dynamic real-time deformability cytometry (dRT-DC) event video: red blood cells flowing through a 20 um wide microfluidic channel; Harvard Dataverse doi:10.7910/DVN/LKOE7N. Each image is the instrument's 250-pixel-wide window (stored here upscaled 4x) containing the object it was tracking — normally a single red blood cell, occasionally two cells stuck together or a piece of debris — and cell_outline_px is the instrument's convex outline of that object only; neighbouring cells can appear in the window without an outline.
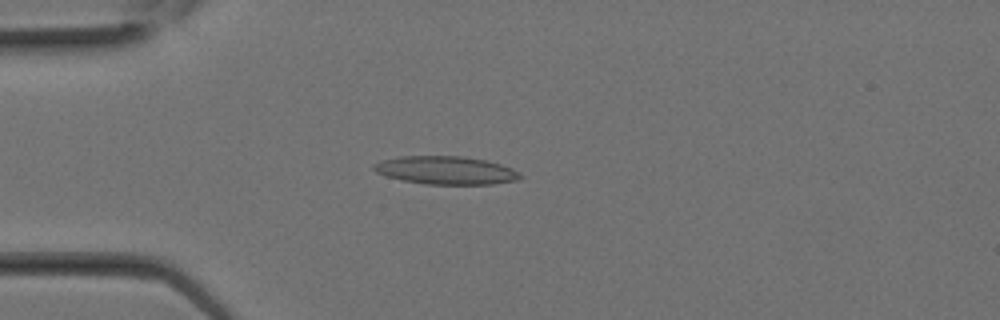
{"species": "Egyptian fruit bat (a non-hibernating species)", "species_latin": "Rousettus aegyptiacus", "temperature_condition": "room temperature", "stored_images_in_passage": 8, "camera_frame_rate_fps": 3000, "um_per_image_px": 0.085, "animal": {"sex": "female"}, "frame": {"image": 1, "passage_image": 7, "time_ms": 2.0, "image_size_px": [1000, 320], "cell_outline_px": [[524, 176], [520, 180], [492, 184], [424, 184], [404, 180], [388, 176], [376, 172], [372, 168], [372, 164], [380, 160], [400, 156], [460, 156], [484, 160], [500, 164], [512, 168], [520, 172]], "centroid_in_image_um": [37.92, 14.47], "position_along_channel_um": 47.1, "area_um2": 24.04}}